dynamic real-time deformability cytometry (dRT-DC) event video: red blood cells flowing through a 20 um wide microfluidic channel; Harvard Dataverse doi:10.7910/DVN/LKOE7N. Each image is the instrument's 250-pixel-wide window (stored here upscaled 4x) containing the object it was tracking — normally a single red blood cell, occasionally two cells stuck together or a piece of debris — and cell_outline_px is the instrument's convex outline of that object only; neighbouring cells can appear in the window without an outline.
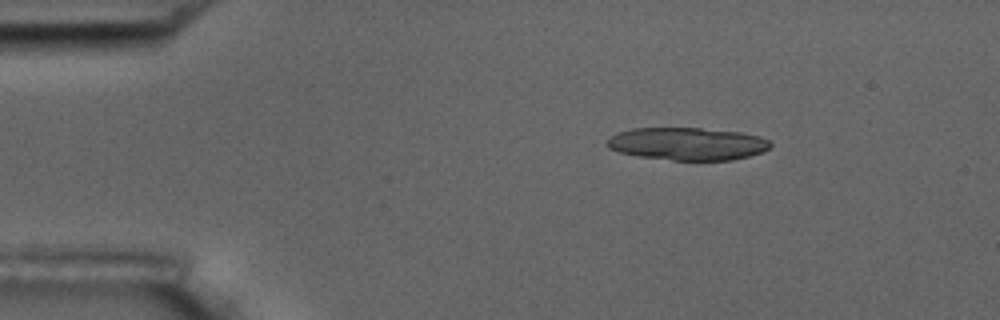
{"species": "common noctule bat (a hibernating species)", "species_latin": "Nyctalus noctula", "temperature_condition": "room temperature", "stored_images_in_passage": 3, "camera_frame_rate_fps": 3000, "um_per_image_px": 0.085, "animal": {"sex": "male", "body_mass_g": 17.5, "forearm_length_mm": 52.3}, "frame": {"image": 1, "passage_image": 1, "time_ms": 0.0, "image_size_px": [1000, 320], "cell_outline_px": [[772, 144], [768, 148], [760, 152], [748, 156], [732, 160], [672, 160], [636, 156], [620, 152], [608, 148], [608, 140], [612, 136], [620, 132], [632, 128], [700, 128], [740, 132], [760, 136], [768, 140]], "centroid_in_image_um": [58.43, 12.22], "position_along_channel_um": 26.6, "area_um2": 30.87}}